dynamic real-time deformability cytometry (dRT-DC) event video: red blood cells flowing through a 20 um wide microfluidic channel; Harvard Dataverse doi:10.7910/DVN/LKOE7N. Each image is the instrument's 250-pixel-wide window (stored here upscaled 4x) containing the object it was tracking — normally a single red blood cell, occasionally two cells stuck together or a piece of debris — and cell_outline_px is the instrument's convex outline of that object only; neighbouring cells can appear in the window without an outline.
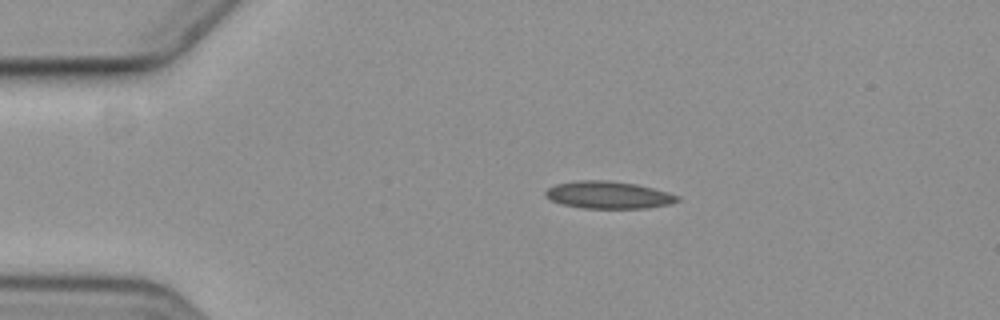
{"species": "common noctule bat (a hibernating species)", "species_latin": "Nyctalus noctula", "temperature_condition": "cold", "stored_images_in_passage": 7, "camera_frame_rate_fps": 3000, "um_per_image_px": 0.085, "animal": {"sex": "female", "body_mass_g": 19.3, "forearm_length_mm": 54.1}, "frame": {"image": 1, "passage_image": 1, "time_ms": 0.0, "image_size_px": [1000, 320], "cell_outline_px": [[680, 200], [668, 204], [648, 208], [580, 208], [564, 204], [552, 200], [544, 192], [548, 188], [556, 184], [580, 180], [608, 180], [636, 184], [668, 192], [680, 196]], "centroid_in_image_um": [51.74, 16.57], "position_along_channel_um": 33.3, "area_um2": 20.81}}
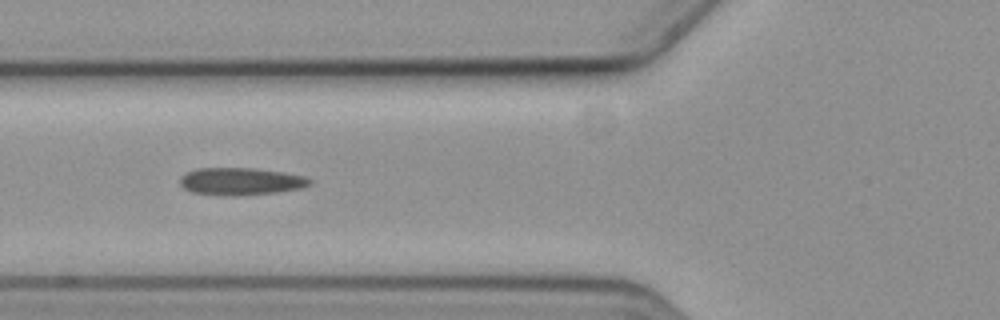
{"frame": {"image": 2, "passage_image": 4, "time_ms": 3.333, "image_size_px": [1000, 320], "cell_outline_px": [[312, 184], [304, 188], [276, 192], [236, 196], [224, 196], [192, 192], [184, 188], [180, 184], [180, 176], [196, 168], [252, 168], [284, 172], [304, 176], [312, 180]], "centroid_in_image_um": [20.48, 15.42], "position_along_channel_um": 105.3, "area_um2": 20.87}}
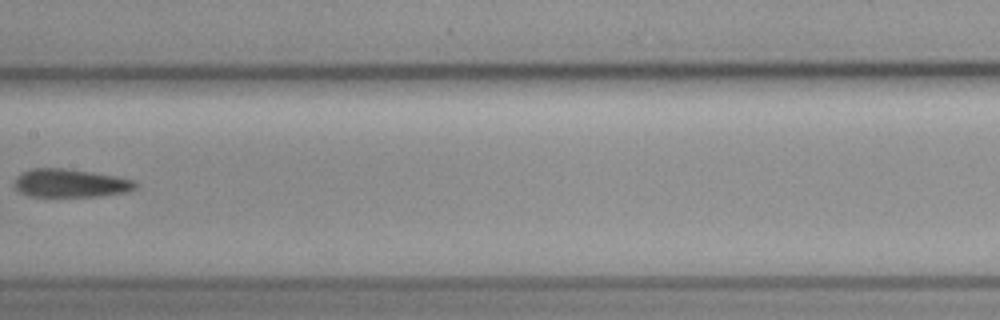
{"frame": {"image": 3, "passage_image": 6, "time_ms": 6.0, "image_size_px": [1000, 320], "cell_outline_px": [[136, 188], [128, 192], [100, 196], [28, 196], [20, 192], [12, 184], [16, 176], [32, 168], [64, 168], [92, 172], [116, 176], [132, 180], [136, 184]], "centroid_in_image_um": [5.95, 15.57], "position_along_channel_um": 201.4, "area_um2": 19.94}}